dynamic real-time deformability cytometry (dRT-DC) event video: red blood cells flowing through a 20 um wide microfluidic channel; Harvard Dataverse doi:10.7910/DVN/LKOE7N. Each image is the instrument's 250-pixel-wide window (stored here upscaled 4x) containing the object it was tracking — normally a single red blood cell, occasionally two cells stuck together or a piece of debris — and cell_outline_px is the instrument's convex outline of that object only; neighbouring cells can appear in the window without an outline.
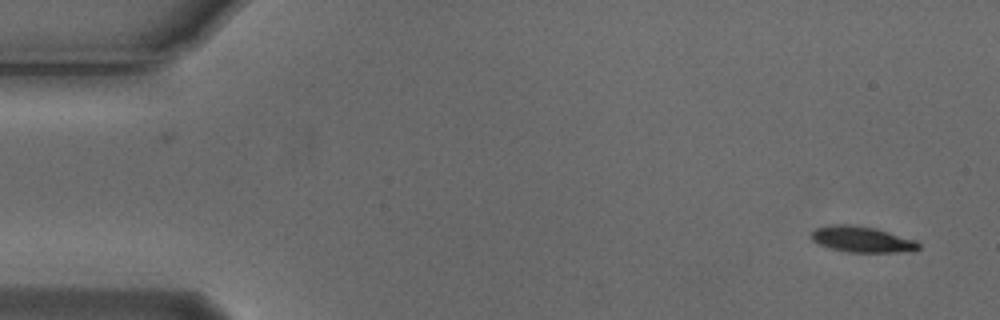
{"species": "Egyptian fruit bat (a non-hibernating species)", "species_latin": "Rousettus aegyptiacus", "temperature_condition": "cold", "stored_images_in_passage": 4, "camera_frame_rate_fps": 3000, "um_per_image_px": 0.085, "animal": {"sex": "male"}, "frame": {"image": 1, "passage_image": 1, "time_ms": 0.0, "image_size_px": [1000, 320], "cell_outline_px": [[920, 248], [896, 252], [848, 252], [832, 248], [820, 244], [812, 240], [812, 232], [816, 228], [832, 224], [848, 224], [876, 228], [916, 240], [920, 244]], "centroid_in_image_um": [73.26, 20.33], "position_along_channel_um": 11.7, "area_um2": 15.95}}
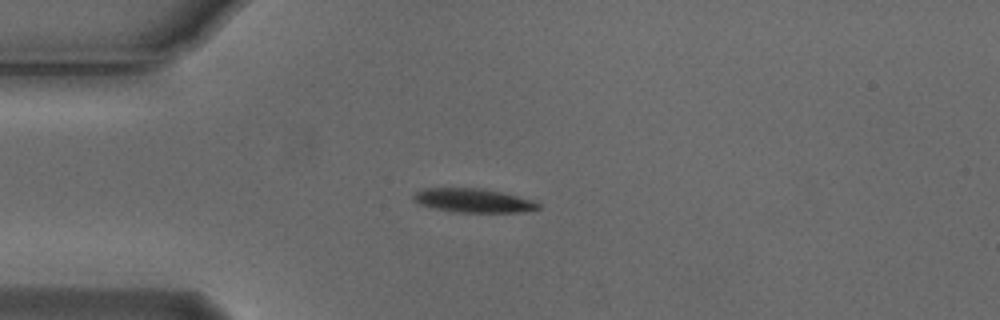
{"frame": {"image": 2, "passage_image": 4, "time_ms": 1.0, "image_size_px": [1000, 320], "cell_outline_px": [[540, 208], [524, 212], [452, 212], [420, 204], [412, 200], [412, 196], [416, 192], [424, 188], [484, 188], [536, 200], [540, 204]], "centroid_in_image_um": [40.26, 17.04], "position_along_channel_um": 44.7, "area_um2": 17.51}}